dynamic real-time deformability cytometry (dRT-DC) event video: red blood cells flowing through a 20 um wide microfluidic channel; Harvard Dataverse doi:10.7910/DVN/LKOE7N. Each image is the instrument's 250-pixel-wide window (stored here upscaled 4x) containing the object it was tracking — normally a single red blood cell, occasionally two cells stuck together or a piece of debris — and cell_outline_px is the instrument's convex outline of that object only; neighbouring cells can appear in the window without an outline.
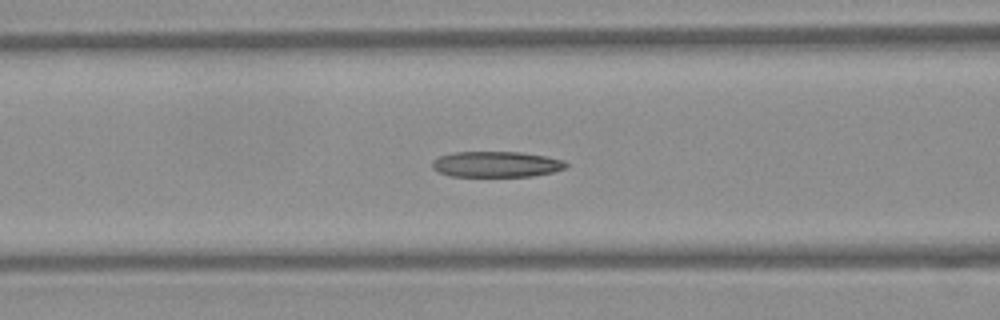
{"species": "Egyptian fruit bat (a non-hibernating species)", "species_latin": "Rousettus aegyptiacus", "temperature_condition": "warm", "stored_images_in_passage": 50, "camera_frame_rate_fps": 3000, "um_per_image_px": 0.085, "frame": {"image": 1, "passage_image": 20, "time_ms": 6.333, "image_size_px": [1000, 320], "cell_outline_px": [[568, 168], [552, 172], [532, 176], [448, 176], [432, 168], [432, 160], [440, 156], [452, 152], [520, 152], [544, 156], [564, 160], [568, 164]], "centroid_in_image_um": [42.19, 13.96], "position_along_channel_um": 124.4, "area_um2": 20.11}}
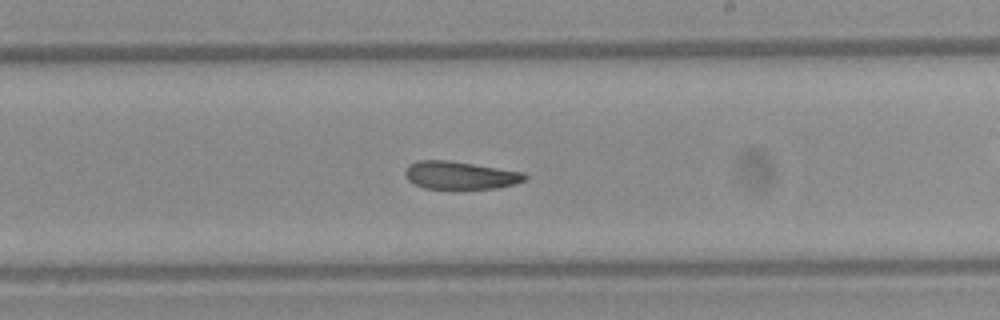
{"frame": {"image": 2, "passage_image": 29, "time_ms": 9.333, "image_size_px": [1000, 320], "cell_outline_px": [[528, 176], [524, 180], [516, 184], [496, 188], [424, 188], [408, 180], [404, 176], [404, 168], [408, 164], [416, 160], [448, 160], [524, 172]], "centroid_in_image_um": [39.08, 14.88], "position_along_channel_um": 249.9, "area_um2": 19.42}}
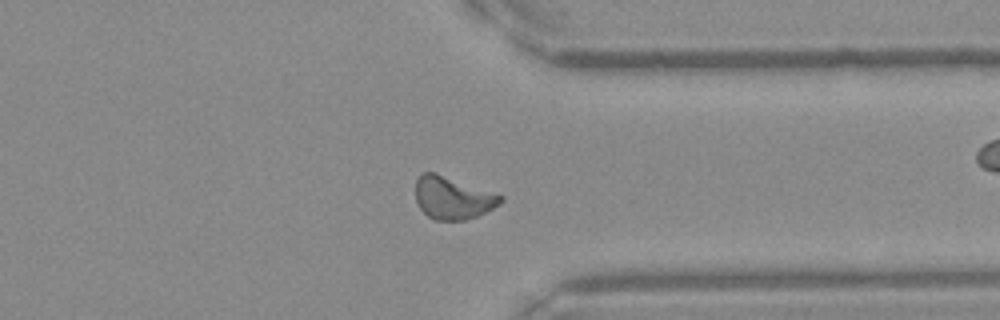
{"frame": {"image": 3, "passage_image": 38, "time_ms": 12.333, "image_size_px": [1000, 320], "cell_outline_px": [[504, 200], [500, 204], [476, 216], [464, 220], [432, 220], [420, 208], [416, 200], [416, 180], [424, 172], [436, 172], [504, 196]], "centroid_in_image_um": [38.47, 16.81], "position_along_channel_um": 372.9, "area_um2": 20.98}, "authors_computed_cell_mechanics": {"area_um2": 21.2126, "velocity_mm_per_s": 4.1817, "shape_relaxation_time_tau1_ms": null, "shape_relaxation_time_tau2_ms": 4.7312, "deformation_change_tau1": null, "deformation_change_tau2": 0.124}}